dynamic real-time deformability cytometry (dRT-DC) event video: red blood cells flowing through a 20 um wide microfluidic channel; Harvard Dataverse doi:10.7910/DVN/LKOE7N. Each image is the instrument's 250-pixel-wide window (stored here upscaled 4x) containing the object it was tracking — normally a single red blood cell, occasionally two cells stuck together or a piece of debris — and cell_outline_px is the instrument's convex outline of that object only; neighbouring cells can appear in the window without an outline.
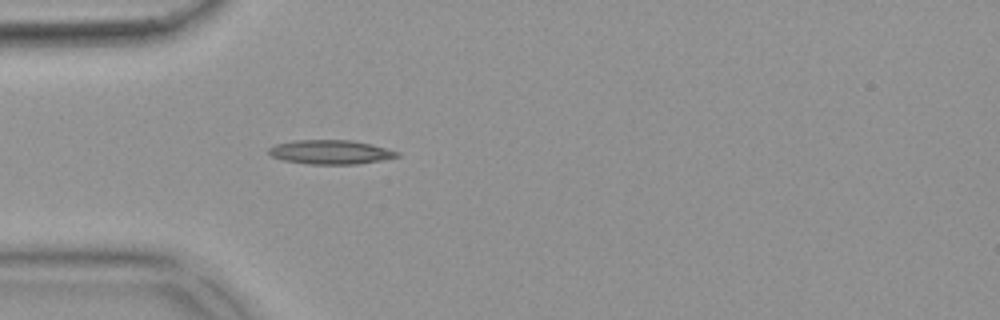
{"species": "common noctule bat (a hibernating species)", "species_latin": "Nyctalus noctula", "temperature_condition": "warm", "stored_images_in_passage": 38, "camera_frame_rate_fps": 3000, "um_per_image_px": 0.085, "animal": {"sex": "female", "body_mass_g": 18.4}, "frame": {"image": 1, "passage_image": 1, "time_ms": 0.0, "image_size_px": [1000, 320], "cell_outline_px": [[400, 156], [380, 160], [356, 164], [308, 164], [284, 160], [272, 156], [268, 152], [268, 148], [276, 144], [292, 140], [352, 140], [372, 144], [400, 152]], "centroid_in_image_um": [28.09, 12.92], "position_along_channel_um": 56.9, "area_um2": 18.03}}
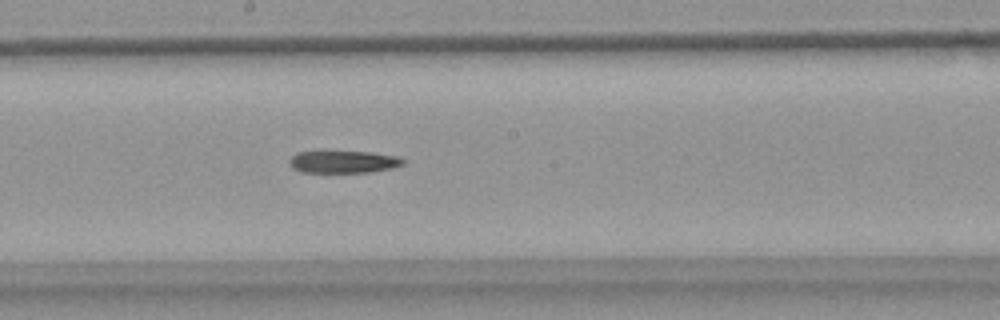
{"frame": {"image": 2, "passage_image": 14, "time_ms": 4.333, "image_size_px": [1000, 320], "cell_outline_px": [[408, 160], [404, 164], [392, 168], [368, 172], [300, 172], [292, 168], [288, 164], [288, 160], [296, 152], [328, 148], [372, 152], [400, 156]], "centroid_in_image_um": [29.15, 13.69], "position_along_channel_um": 219.0, "area_um2": 16.01}}
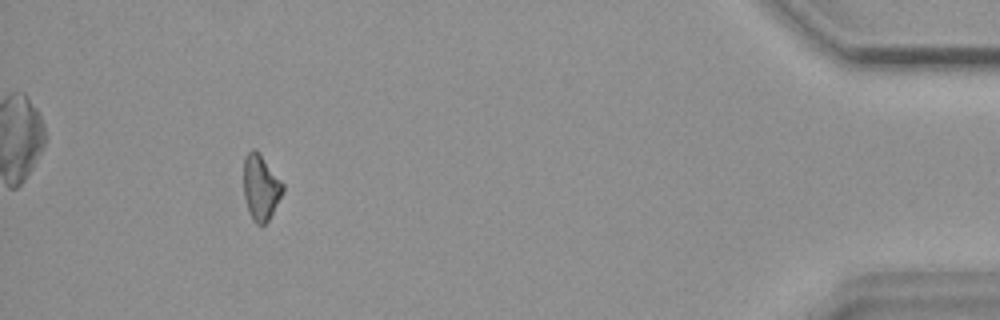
{"frame": {"image": 3, "passage_image": 34, "time_ms": 11.0, "image_size_px": [1000, 320], "cell_outline_px": [[284, 192], [268, 220], [264, 224], [256, 224], [252, 220], [244, 196], [244, 156], [252, 148], [256, 148], [260, 152], [284, 184]], "centroid_in_image_um": [22.17, 15.88], "position_along_channel_um": 413.0, "area_um2": 15.09}}